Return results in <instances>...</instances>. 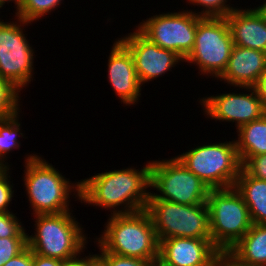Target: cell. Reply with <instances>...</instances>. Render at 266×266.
<instances>
[{
    "mask_svg": "<svg viewBox=\"0 0 266 266\" xmlns=\"http://www.w3.org/2000/svg\"><path fill=\"white\" fill-rule=\"evenodd\" d=\"M255 7L261 12V14L264 16L266 20V0H263L262 4H258Z\"/></svg>",
    "mask_w": 266,
    "mask_h": 266,
    "instance_id": "cell-36",
    "label": "cell"
},
{
    "mask_svg": "<svg viewBox=\"0 0 266 266\" xmlns=\"http://www.w3.org/2000/svg\"><path fill=\"white\" fill-rule=\"evenodd\" d=\"M169 158L150 160L149 199H161L184 205L206 203L210 188L189 171L176 156ZM151 190H156V193Z\"/></svg>",
    "mask_w": 266,
    "mask_h": 266,
    "instance_id": "cell-8",
    "label": "cell"
},
{
    "mask_svg": "<svg viewBox=\"0 0 266 266\" xmlns=\"http://www.w3.org/2000/svg\"><path fill=\"white\" fill-rule=\"evenodd\" d=\"M212 266H243L240 265L232 256L228 253H220L214 260Z\"/></svg>",
    "mask_w": 266,
    "mask_h": 266,
    "instance_id": "cell-34",
    "label": "cell"
},
{
    "mask_svg": "<svg viewBox=\"0 0 266 266\" xmlns=\"http://www.w3.org/2000/svg\"><path fill=\"white\" fill-rule=\"evenodd\" d=\"M236 132L234 140L242 165L252 156L266 154V114L242 125Z\"/></svg>",
    "mask_w": 266,
    "mask_h": 266,
    "instance_id": "cell-20",
    "label": "cell"
},
{
    "mask_svg": "<svg viewBox=\"0 0 266 266\" xmlns=\"http://www.w3.org/2000/svg\"><path fill=\"white\" fill-rule=\"evenodd\" d=\"M158 241L173 238L211 239L207 203L184 205L161 199H148Z\"/></svg>",
    "mask_w": 266,
    "mask_h": 266,
    "instance_id": "cell-10",
    "label": "cell"
},
{
    "mask_svg": "<svg viewBox=\"0 0 266 266\" xmlns=\"http://www.w3.org/2000/svg\"><path fill=\"white\" fill-rule=\"evenodd\" d=\"M21 94L16 86L0 77V120L14 116L18 112L22 114Z\"/></svg>",
    "mask_w": 266,
    "mask_h": 266,
    "instance_id": "cell-23",
    "label": "cell"
},
{
    "mask_svg": "<svg viewBox=\"0 0 266 266\" xmlns=\"http://www.w3.org/2000/svg\"><path fill=\"white\" fill-rule=\"evenodd\" d=\"M0 14H2L1 11H0ZM1 16H2V17H1ZM3 17H4V15H0V20H1Z\"/></svg>",
    "mask_w": 266,
    "mask_h": 266,
    "instance_id": "cell-39",
    "label": "cell"
},
{
    "mask_svg": "<svg viewBox=\"0 0 266 266\" xmlns=\"http://www.w3.org/2000/svg\"><path fill=\"white\" fill-rule=\"evenodd\" d=\"M62 260L33 253V266H60Z\"/></svg>",
    "mask_w": 266,
    "mask_h": 266,
    "instance_id": "cell-33",
    "label": "cell"
},
{
    "mask_svg": "<svg viewBox=\"0 0 266 266\" xmlns=\"http://www.w3.org/2000/svg\"><path fill=\"white\" fill-rule=\"evenodd\" d=\"M174 11L147 16L136 28L152 43L175 52L184 60L194 47L197 21L202 16L184 7Z\"/></svg>",
    "mask_w": 266,
    "mask_h": 266,
    "instance_id": "cell-11",
    "label": "cell"
},
{
    "mask_svg": "<svg viewBox=\"0 0 266 266\" xmlns=\"http://www.w3.org/2000/svg\"><path fill=\"white\" fill-rule=\"evenodd\" d=\"M242 168L252 177L266 181V154L250 157Z\"/></svg>",
    "mask_w": 266,
    "mask_h": 266,
    "instance_id": "cell-29",
    "label": "cell"
},
{
    "mask_svg": "<svg viewBox=\"0 0 266 266\" xmlns=\"http://www.w3.org/2000/svg\"><path fill=\"white\" fill-rule=\"evenodd\" d=\"M138 167L128 166L89 174L80 180V203L111 214L133 213L147 207L150 194L151 161ZM134 167V168H133Z\"/></svg>",
    "mask_w": 266,
    "mask_h": 266,
    "instance_id": "cell-1",
    "label": "cell"
},
{
    "mask_svg": "<svg viewBox=\"0 0 266 266\" xmlns=\"http://www.w3.org/2000/svg\"><path fill=\"white\" fill-rule=\"evenodd\" d=\"M233 46L226 17H201L197 21L194 47L184 62L188 66L194 64L198 76L214 77L215 81L225 71Z\"/></svg>",
    "mask_w": 266,
    "mask_h": 266,
    "instance_id": "cell-7",
    "label": "cell"
},
{
    "mask_svg": "<svg viewBox=\"0 0 266 266\" xmlns=\"http://www.w3.org/2000/svg\"><path fill=\"white\" fill-rule=\"evenodd\" d=\"M10 171L12 170L8 167L0 174V212H13L10 207L12 205V199L16 197L14 196L16 195V191L14 189L15 184H13L14 180L10 181L13 178L11 177L12 172Z\"/></svg>",
    "mask_w": 266,
    "mask_h": 266,
    "instance_id": "cell-27",
    "label": "cell"
},
{
    "mask_svg": "<svg viewBox=\"0 0 266 266\" xmlns=\"http://www.w3.org/2000/svg\"><path fill=\"white\" fill-rule=\"evenodd\" d=\"M249 209L253 224H266V181L250 176L243 168L233 186Z\"/></svg>",
    "mask_w": 266,
    "mask_h": 266,
    "instance_id": "cell-19",
    "label": "cell"
},
{
    "mask_svg": "<svg viewBox=\"0 0 266 266\" xmlns=\"http://www.w3.org/2000/svg\"><path fill=\"white\" fill-rule=\"evenodd\" d=\"M25 154L22 185L30 203L31 216L73 211L70 198L80 202V180L73 182L66 178L40 153Z\"/></svg>",
    "mask_w": 266,
    "mask_h": 266,
    "instance_id": "cell-2",
    "label": "cell"
},
{
    "mask_svg": "<svg viewBox=\"0 0 266 266\" xmlns=\"http://www.w3.org/2000/svg\"><path fill=\"white\" fill-rule=\"evenodd\" d=\"M14 212H0V238H27L26 228Z\"/></svg>",
    "mask_w": 266,
    "mask_h": 266,
    "instance_id": "cell-25",
    "label": "cell"
},
{
    "mask_svg": "<svg viewBox=\"0 0 266 266\" xmlns=\"http://www.w3.org/2000/svg\"><path fill=\"white\" fill-rule=\"evenodd\" d=\"M227 253L240 265L266 266V224H253Z\"/></svg>",
    "mask_w": 266,
    "mask_h": 266,
    "instance_id": "cell-18",
    "label": "cell"
},
{
    "mask_svg": "<svg viewBox=\"0 0 266 266\" xmlns=\"http://www.w3.org/2000/svg\"><path fill=\"white\" fill-rule=\"evenodd\" d=\"M247 7L226 16L234 45L266 52V20L255 5Z\"/></svg>",
    "mask_w": 266,
    "mask_h": 266,
    "instance_id": "cell-17",
    "label": "cell"
},
{
    "mask_svg": "<svg viewBox=\"0 0 266 266\" xmlns=\"http://www.w3.org/2000/svg\"><path fill=\"white\" fill-rule=\"evenodd\" d=\"M265 70L266 52L234 45L228 65L217 81L230 88L253 87Z\"/></svg>",
    "mask_w": 266,
    "mask_h": 266,
    "instance_id": "cell-16",
    "label": "cell"
},
{
    "mask_svg": "<svg viewBox=\"0 0 266 266\" xmlns=\"http://www.w3.org/2000/svg\"><path fill=\"white\" fill-rule=\"evenodd\" d=\"M206 203L211 242L227 253L253 225L249 209L234 187L210 189Z\"/></svg>",
    "mask_w": 266,
    "mask_h": 266,
    "instance_id": "cell-6",
    "label": "cell"
},
{
    "mask_svg": "<svg viewBox=\"0 0 266 266\" xmlns=\"http://www.w3.org/2000/svg\"><path fill=\"white\" fill-rule=\"evenodd\" d=\"M20 116L22 115L18 112L14 116L0 120V162L6 168L12 167V163L9 164L8 162L10 158L9 155L14 152V150L20 149V138H28L25 137L26 133L22 131V118Z\"/></svg>",
    "mask_w": 266,
    "mask_h": 266,
    "instance_id": "cell-21",
    "label": "cell"
},
{
    "mask_svg": "<svg viewBox=\"0 0 266 266\" xmlns=\"http://www.w3.org/2000/svg\"><path fill=\"white\" fill-rule=\"evenodd\" d=\"M14 3L15 5L12 6L15 9V15L20 11L22 4H23V0H0V10L3 9L4 10V6L5 4H7L9 6V3Z\"/></svg>",
    "mask_w": 266,
    "mask_h": 266,
    "instance_id": "cell-35",
    "label": "cell"
},
{
    "mask_svg": "<svg viewBox=\"0 0 266 266\" xmlns=\"http://www.w3.org/2000/svg\"><path fill=\"white\" fill-rule=\"evenodd\" d=\"M95 245L97 249H99L98 253H95L98 266H150L151 264L149 261L138 258L105 252L98 244Z\"/></svg>",
    "mask_w": 266,
    "mask_h": 266,
    "instance_id": "cell-26",
    "label": "cell"
},
{
    "mask_svg": "<svg viewBox=\"0 0 266 266\" xmlns=\"http://www.w3.org/2000/svg\"><path fill=\"white\" fill-rule=\"evenodd\" d=\"M6 169V167L0 162V174Z\"/></svg>",
    "mask_w": 266,
    "mask_h": 266,
    "instance_id": "cell-38",
    "label": "cell"
},
{
    "mask_svg": "<svg viewBox=\"0 0 266 266\" xmlns=\"http://www.w3.org/2000/svg\"><path fill=\"white\" fill-rule=\"evenodd\" d=\"M85 251L86 249L74 258L63 260L60 266H98L95 254L93 252H88L86 254L89 255H86Z\"/></svg>",
    "mask_w": 266,
    "mask_h": 266,
    "instance_id": "cell-30",
    "label": "cell"
},
{
    "mask_svg": "<svg viewBox=\"0 0 266 266\" xmlns=\"http://www.w3.org/2000/svg\"><path fill=\"white\" fill-rule=\"evenodd\" d=\"M118 39L128 48L134 59L136 73L141 85L149 84L184 64L175 52L159 47L146 38L136 27ZM182 62V63H181Z\"/></svg>",
    "mask_w": 266,
    "mask_h": 266,
    "instance_id": "cell-13",
    "label": "cell"
},
{
    "mask_svg": "<svg viewBox=\"0 0 266 266\" xmlns=\"http://www.w3.org/2000/svg\"><path fill=\"white\" fill-rule=\"evenodd\" d=\"M186 5L192 7L193 9L186 10L191 11L194 14L200 15L202 17H226L233 10L237 9L239 6L231 4V0H184ZM232 6H231V5ZM234 5V6H233ZM195 6H197V9ZM200 9V10H199Z\"/></svg>",
    "mask_w": 266,
    "mask_h": 266,
    "instance_id": "cell-24",
    "label": "cell"
},
{
    "mask_svg": "<svg viewBox=\"0 0 266 266\" xmlns=\"http://www.w3.org/2000/svg\"><path fill=\"white\" fill-rule=\"evenodd\" d=\"M13 17L12 21L0 20V77L22 92L35 80L34 59L37 55L25 33L33 23Z\"/></svg>",
    "mask_w": 266,
    "mask_h": 266,
    "instance_id": "cell-9",
    "label": "cell"
},
{
    "mask_svg": "<svg viewBox=\"0 0 266 266\" xmlns=\"http://www.w3.org/2000/svg\"><path fill=\"white\" fill-rule=\"evenodd\" d=\"M253 88L256 91L258 97L260 98L263 110L266 113V70L258 78Z\"/></svg>",
    "mask_w": 266,
    "mask_h": 266,
    "instance_id": "cell-32",
    "label": "cell"
},
{
    "mask_svg": "<svg viewBox=\"0 0 266 266\" xmlns=\"http://www.w3.org/2000/svg\"><path fill=\"white\" fill-rule=\"evenodd\" d=\"M231 89H235L234 92L223 91L224 93L220 92L217 95L198 98L197 101L202 106V113L207 120L209 118L220 123L235 124L237 130L242 125L257 120L266 114L253 87L235 86Z\"/></svg>",
    "mask_w": 266,
    "mask_h": 266,
    "instance_id": "cell-12",
    "label": "cell"
},
{
    "mask_svg": "<svg viewBox=\"0 0 266 266\" xmlns=\"http://www.w3.org/2000/svg\"><path fill=\"white\" fill-rule=\"evenodd\" d=\"M110 49L106 65L107 82L121 104L128 108L137 105L142 97L143 87L138 79L132 54L118 37Z\"/></svg>",
    "mask_w": 266,
    "mask_h": 266,
    "instance_id": "cell-14",
    "label": "cell"
},
{
    "mask_svg": "<svg viewBox=\"0 0 266 266\" xmlns=\"http://www.w3.org/2000/svg\"><path fill=\"white\" fill-rule=\"evenodd\" d=\"M27 246V238H0V266L21 253Z\"/></svg>",
    "mask_w": 266,
    "mask_h": 266,
    "instance_id": "cell-28",
    "label": "cell"
},
{
    "mask_svg": "<svg viewBox=\"0 0 266 266\" xmlns=\"http://www.w3.org/2000/svg\"><path fill=\"white\" fill-rule=\"evenodd\" d=\"M175 156L210 189L233 187L242 168L234 138L201 143Z\"/></svg>",
    "mask_w": 266,
    "mask_h": 266,
    "instance_id": "cell-5",
    "label": "cell"
},
{
    "mask_svg": "<svg viewBox=\"0 0 266 266\" xmlns=\"http://www.w3.org/2000/svg\"><path fill=\"white\" fill-rule=\"evenodd\" d=\"M150 266H165V265L161 261L155 260L151 262Z\"/></svg>",
    "mask_w": 266,
    "mask_h": 266,
    "instance_id": "cell-37",
    "label": "cell"
},
{
    "mask_svg": "<svg viewBox=\"0 0 266 266\" xmlns=\"http://www.w3.org/2000/svg\"><path fill=\"white\" fill-rule=\"evenodd\" d=\"M3 266H33V252L27 246L21 253L10 259Z\"/></svg>",
    "mask_w": 266,
    "mask_h": 266,
    "instance_id": "cell-31",
    "label": "cell"
},
{
    "mask_svg": "<svg viewBox=\"0 0 266 266\" xmlns=\"http://www.w3.org/2000/svg\"><path fill=\"white\" fill-rule=\"evenodd\" d=\"M72 212L74 211L33 216L34 234H27L28 247L33 253L63 261L74 258L87 249L88 239L92 238H88L84 226Z\"/></svg>",
    "mask_w": 266,
    "mask_h": 266,
    "instance_id": "cell-4",
    "label": "cell"
},
{
    "mask_svg": "<svg viewBox=\"0 0 266 266\" xmlns=\"http://www.w3.org/2000/svg\"><path fill=\"white\" fill-rule=\"evenodd\" d=\"M61 4L64 5V0H23L22 7L15 16L26 22L36 23L58 10Z\"/></svg>",
    "mask_w": 266,
    "mask_h": 266,
    "instance_id": "cell-22",
    "label": "cell"
},
{
    "mask_svg": "<svg viewBox=\"0 0 266 266\" xmlns=\"http://www.w3.org/2000/svg\"><path fill=\"white\" fill-rule=\"evenodd\" d=\"M221 252L211 239L173 237L159 242V258L165 266H212Z\"/></svg>",
    "mask_w": 266,
    "mask_h": 266,
    "instance_id": "cell-15",
    "label": "cell"
},
{
    "mask_svg": "<svg viewBox=\"0 0 266 266\" xmlns=\"http://www.w3.org/2000/svg\"><path fill=\"white\" fill-rule=\"evenodd\" d=\"M101 234L93 237L105 252L155 261L159 258V241L146 209L133 213L108 215Z\"/></svg>",
    "mask_w": 266,
    "mask_h": 266,
    "instance_id": "cell-3",
    "label": "cell"
}]
</instances>
